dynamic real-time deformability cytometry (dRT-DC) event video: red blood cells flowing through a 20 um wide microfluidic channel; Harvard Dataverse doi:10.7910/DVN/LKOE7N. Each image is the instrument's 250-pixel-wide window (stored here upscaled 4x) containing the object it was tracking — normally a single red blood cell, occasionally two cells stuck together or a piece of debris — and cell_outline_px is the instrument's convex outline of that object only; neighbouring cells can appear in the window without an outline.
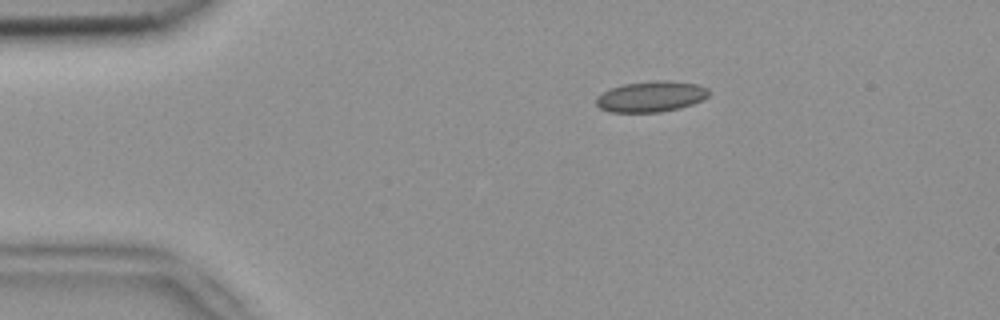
{"species": "common noctule bat (a hibernating species)", "species_latin": "Nyctalus noctula", "temperature_condition": "room temperature", "stored_images_in_passage": 6, "camera_frame_rate_fps": 3000, "um_per_image_px": 0.085, "animal": {"sex": "female", "body_mass_g": 18.4}, "frame": {"image": 1, "passage_image": 1, "time_ms": 0.0, "image_size_px": [1000, 320], "cell_outline_px": [[708, 96], [692, 104], [680, 108], [660, 112], [608, 112], [600, 108], [596, 104], [596, 96], [612, 88], [624, 84], [652, 80], [664, 80], [696, 84], [708, 88]], "centroid_in_image_um": [55.31, 8.21], "position_along_channel_um": 29.7, "area_um2": 20.11}}
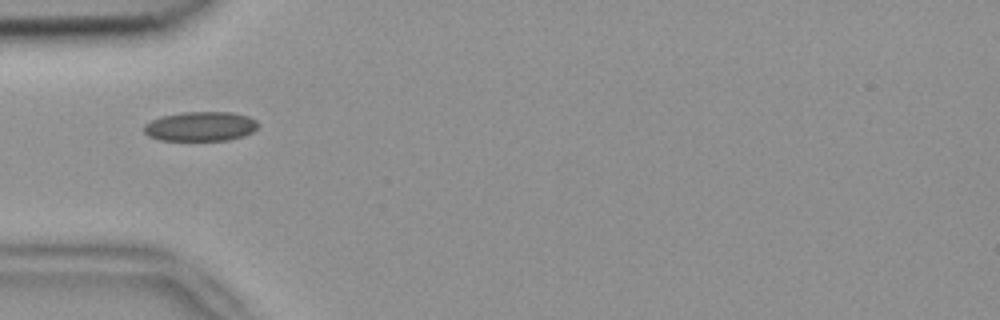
{"frame": {"image": 2, "passage_image": 3, "time_ms": 0.667, "image_size_px": [1000, 320], "cell_outline_px": [[260, 124], [252, 132], [244, 136], [228, 140], [160, 140], [148, 136], [144, 132], [144, 124], [160, 116], [180, 112], [232, 112], [248, 116], [256, 120]], "centroid_in_image_um": [17.04, 10.73], "position_along_channel_um": 68.0, "area_um2": 19.77}}
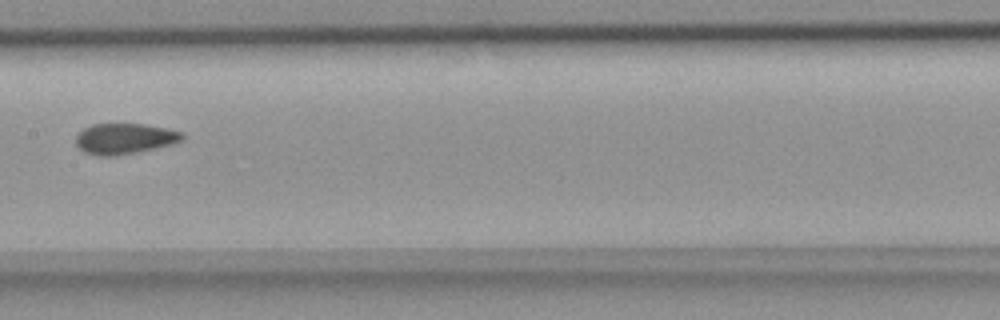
{"frame": {"image": 3, "passage_image": 6, "time_ms": 1.667, "image_size_px": [1000, 320], "cell_outline_px": [[184, 140], [172, 144], [156, 148], [116, 156], [96, 156], [84, 152], [76, 148], [76, 136], [84, 128], [92, 124], [144, 124], [168, 128], [184, 132]], "centroid_in_image_um": [10.6, 11.79], "position_along_channel_um": 196.8, "area_um2": 19.31}}